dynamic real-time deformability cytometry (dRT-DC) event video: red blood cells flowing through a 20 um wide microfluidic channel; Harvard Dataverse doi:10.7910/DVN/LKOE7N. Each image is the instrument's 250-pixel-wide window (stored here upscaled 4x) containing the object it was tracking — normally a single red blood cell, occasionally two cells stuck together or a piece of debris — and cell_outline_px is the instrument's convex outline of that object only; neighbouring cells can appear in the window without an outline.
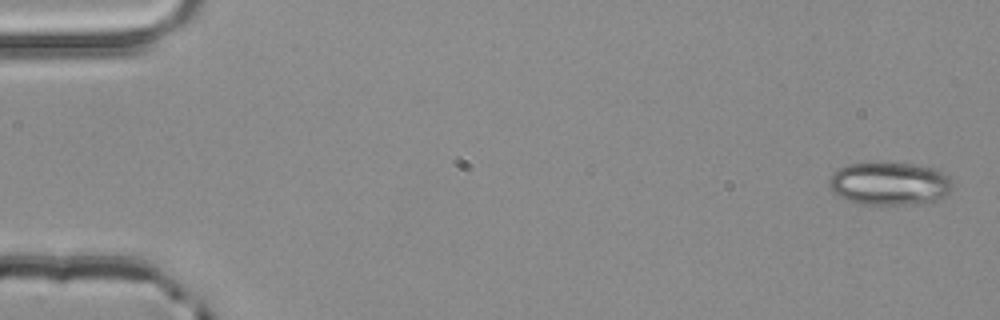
{"species": "common noctule bat (a hibernating species)", "species_latin": "Nyctalus noctula", "temperature_condition": "room temperature", "stored_images_in_passage": 4, "camera_frame_rate_fps": 3000, "um_per_image_px": 0.085, "animal": {"sex": "male", "body_mass_g": 20.4}, "frame": {"image": 1, "passage_image": 1, "time_ms": 0.0, "image_size_px": [1000, 320], "cell_outline_px": [[952, 188], [944, 196], [936, 200], [916, 204], [864, 204], [840, 196], [832, 192], [828, 184], [828, 180], [832, 172], [848, 164], [884, 160], [916, 164], [936, 168], [944, 172], [948, 176]], "centroid_in_image_um": [75.6, 15.55], "position_along_channel_um": 9.4, "area_um2": 31.5}}